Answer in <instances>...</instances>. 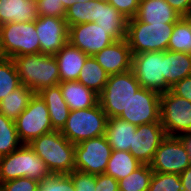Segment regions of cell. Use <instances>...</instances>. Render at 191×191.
<instances>
[{
  "label": "cell",
  "instance_id": "obj_20",
  "mask_svg": "<svg viewBox=\"0 0 191 191\" xmlns=\"http://www.w3.org/2000/svg\"><path fill=\"white\" fill-rule=\"evenodd\" d=\"M38 17L36 0H0V26L9 22H35Z\"/></svg>",
  "mask_w": 191,
  "mask_h": 191
},
{
  "label": "cell",
  "instance_id": "obj_33",
  "mask_svg": "<svg viewBox=\"0 0 191 191\" xmlns=\"http://www.w3.org/2000/svg\"><path fill=\"white\" fill-rule=\"evenodd\" d=\"M20 85L13 59L0 56V101Z\"/></svg>",
  "mask_w": 191,
  "mask_h": 191
},
{
  "label": "cell",
  "instance_id": "obj_22",
  "mask_svg": "<svg viewBox=\"0 0 191 191\" xmlns=\"http://www.w3.org/2000/svg\"><path fill=\"white\" fill-rule=\"evenodd\" d=\"M59 86L62 96L71 111L92 108L99 103L98 94L79 81L60 82Z\"/></svg>",
  "mask_w": 191,
  "mask_h": 191
},
{
  "label": "cell",
  "instance_id": "obj_17",
  "mask_svg": "<svg viewBox=\"0 0 191 191\" xmlns=\"http://www.w3.org/2000/svg\"><path fill=\"white\" fill-rule=\"evenodd\" d=\"M94 58L109 76L131 69L132 52L126 38L114 41L98 52Z\"/></svg>",
  "mask_w": 191,
  "mask_h": 191
},
{
  "label": "cell",
  "instance_id": "obj_27",
  "mask_svg": "<svg viewBox=\"0 0 191 191\" xmlns=\"http://www.w3.org/2000/svg\"><path fill=\"white\" fill-rule=\"evenodd\" d=\"M108 77L109 75L98 64L97 60L93 56H88L77 81L99 95L104 89Z\"/></svg>",
  "mask_w": 191,
  "mask_h": 191
},
{
  "label": "cell",
  "instance_id": "obj_40",
  "mask_svg": "<svg viewBox=\"0 0 191 191\" xmlns=\"http://www.w3.org/2000/svg\"><path fill=\"white\" fill-rule=\"evenodd\" d=\"M118 180L110 175L102 173L96 175L95 191H118Z\"/></svg>",
  "mask_w": 191,
  "mask_h": 191
},
{
  "label": "cell",
  "instance_id": "obj_37",
  "mask_svg": "<svg viewBox=\"0 0 191 191\" xmlns=\"http://www.w3.org/2000/svg\"><path fill=\"white\" fill-rule=\"evenodd\" d=\"M39 182L28 177H20L0 184V191H38Z\"/></svg>",
  "mask_w": 191,
  "mask_h": 191
},
{
  "label": "cell",
  "instance_id": "obj_41",
  "mask_svg": "<svg viewBox=\"0 0 191 191\" xmlns=\"http://www.w3.org/2000/svg\"><path fill=\"white\" fill-rule=\"evenodd\" d=\"M171 91L175 95L185 98L186 100L191 102V75L177 82L171 88Z\"/></svg>",
  "mask_w": 191,
  "mask_h": 191
},
{
  "label": "cell",
  "instance_id": "obj_34",
  "mask_svg": "<svg viewBox=\"0 0 191 191\" xmlns=\"http://www.w3.org/2000/svg\"><path fill=\"white\" fill-rule=\"evenodd\" d=\"M148 191H183L180 175L153 172Z\"/></svg>",
  "mask_w": 191,
  "mask_h": 191
},
{
  "label": "cell",
  "instance_id": "obj_45",
  "mask_svg": "<svg viewBox=\"0 0 191 191\" xmlns=\"http://www.w3.org/2000/svg\"><path fill=\"white\" fill-rule=\"evenodd\" d=\"M86 1L90 2L91 0H63V7L65 10H67L71 5L75 4L76 2L85 3Z\"/></svg>",
  "mask_w": 191,
  "mask_h": 191
},
{
  "label": "cell",
  "instance_id": "obj_28",
  "mask_svg": "<svg viewBox=\"0 0 191 191\" xmlns=\"http://www.w3.org/2000/svg\"><path fill=\"white\" fill-rule=\"evenodd\" d=\"M141 165L129 151L113 150L104 173L119 181Z\"/></svg>",
  "mask_w": 191,
  "mask_h": 191
},
{
  "label": "cell",
  "instance_id": "obj_10",
  "mask_svg": "<svg viewBox=\"0 0 191 191\" xmlns=\"http://www.w3.org/2000/svg\"><path fill=\"white\" fill-rule=\"evenodd\" d=\"M20 141L29 144L33 139L54 131L45 102L34 94L27 108L15 120Z\"/></svg>",
  "mask_w": 191,
  "mask_h": 191
},
{
  "label": "cell",
  "instance_id": "obj_3",
  "mask_svg": "<svg viewBox=\"0 0 191 191\" xmlns=\"http://www.w3.org/2000/svg\"><path fill=\"white\" fill-rule=\"evenodd\" d=\"M51 175L44 161L28 144L0 157V184L20 177L38 182Z\"/></svg>",
  "mask_w": 191,
  "mask_h": 191
},
{
  "label": "cell",
  "instance_id": "obj_29",
  "mask_svg": "<svg viewBox=\"0 0 191 191\" xmlns=\"http://www.w3.org/2000/svg\"><path fill=\"white\" fill-rule=\"evenodd\" d=\"M100 0H91L90 2L71 5L65 13L64 19L68 27L81 23L96 22L98 20Z\"/></svg>",
  "mask_w": 191,
  "mask_h": 191
},
{
  "label": "cell",
  "instance_id": "obj_42",
  "mask_svg": "<svg viewBox=\"0 0 191 191\" xmlns=\"http://www.w3.org/2000/svg\"><path fill=\"white\" fill-rule=\"evenodd\" d=\"M180 16L186 17L191 10V0H165Z\"/></svg>",
  "mask_w": 191,
  "mask_h": 191
},
{
  "label": "cell",
  "instance_id": "obj_35",
  "mask_svg": "<svg viewBox=\"0 0 191 191\" xmlns=\"http://www.w3.org/2000/svg\"><path fill=\"white\" fill-rule=\"evenodd\" d=\"M38 191H75V186L68 174H51L39 181Z\"/></svg>",
  "mask_w": 191,
  "mask_h": 191
},
{
  "label": "cell",
  "instance_id": "obj_4",
  "mask_svg": "<svg viewBox=\"0 0 191 191\" xmlns=\"http://www.w3.org/2000/svg\"><path fill=\"white\" fill-rule=\"evenodd\" d=\"M175 23L148 24L136 17L127 21L126 40L132 54L167 51Z\"/></svg>",
  "mask_w": 191,
  "mask_h": 191
},
{
  "label": "cell",
  "instance_id": "obj_16",
  "mask_svg": "<svg viewBox=\"0 0 191 191\" xmlns=\"http://www.w3.org/2000/svg\"><path fill=\"white\" fill-rule=\"evenodd\" d=\"M35 29L41 54L55 55L68 43L69 27L64 18L39 16Z\"/></svg>",
  "mask_w": 191,
  "mask_h": 191
},
{
  "label": "cell",
  "instance_id": "obj_25",
  "mask_svg": "<svg viewBox=\"0 0 191 191\" xmlns=\"http://www.w3.org/2000/svg\"><path fill=\"white\" fill-rule=\"evenodd\" d=\"M136 129V125L118 117L108 118L105 137L113 150L129 151Z\"/></svg>",
  "mask_w": 191,
  "mask_h": 191
},
{
  "label": "cell",
  "instance_id": "obj_26",
  "mask_svg": "<svg viewBox=\"0 0 191 191\" xmlns=\"http://www.w3.org/2000/svg\"><path fill=\"white\" fill-rule=\"evenodd\" d=\"M34 94L35 93L29 87L21 84L0 101V112L7 118L15 121L27 108L28 103Z\"/></svg>",
  "mask_w": 191,
  "mask_h": 191
},
{
  "label": "cell",
  "instance_id": "obj_32",
  "mask_svg": "<svg viewBox=\"0 0 191 191\" xmlns=\"http://www.w3.org/2000/svg\"><path fill=\"white\" fill-rule=\"evenodd\" d=\"M150 165L142 164L124 179L118 181L119 191H146L153 175Z\"/></svg>",
  "mask_w": 191,
  "mask_h": 191
},
{
  "label": "cell",
  "instance_id": "obj_46",
  "mask_svg": "<svg viewBox=\"0 0 191 191\" xmlns=\"http://www.w3.org/2000/svg\"><path fill=\"white\" fill-rule=\"evenodd\" d=\"M186 17L191 21V10H190L189 14Z\"/></svg>",
  "mask_w": 191,
  "mask_h": 191
},
{
  "label": "cell",
  "instance_id": "obj_31",
  "mask_svg": "<svg viewBox=\"0 0 191 191\" xmlns=\"http://www.w3.org/2000/svg\"><path fill=\"white\" fill-rule=\"evenodd\" d=\"M15 121L0 112V157L6 156L21 147Z\"/></svg>",
  "mask_w": 191,
  "mask_h": 191
},
{
  "label": "cell",
  "instance_id": "obj_43",
  "mask_svg": "<svg viewBox=\"0 0 191 191\" xmlns=\"http://www.w3.org/2000/svg\"><path fill=\"white\" fill-rule=\"evenodd\" d=\"M180 181L183 191H191V165L180 174Z\"/></svg>",
  "mask_w": 191,
  "mask_h": 191
},
{
  "label": "cell",
  "instance_id": "obj_14",
  "mask_svg": "<svg viewBox=\"0 0 191 191\" xmlns=\"http://www.w3.org/2000/svg\"><path fill=\"white\" fill-rule=\"evenodd\" d=\"M115 40L108 35L107 30L95 22L81 23L69 27L68 42L79 48L88 56H95Z\"/></svg>",
  "mask_w": 191,
  "mask_h": 191
},
{
  "label": "cell",
  "instance_id": "obj_44",
  "mask_svg": "<svg viewBox=\"0 0 191 191\" xmlns=\"http://www.w3.org/2000/svg\"><path fill=\"white\" fill-rule=\"evenodd\" d=\"M184 142L187 145L189 154H190V160H191V131L187 132L186 134L181 136Z\"/></svg>",
  "mask_w": 191,
  "mask_h": 191
},
{
  "label": "cell",
  "instance_id": "obj_36",
  "mask_svg": "<svg viewBox=\"0 0 191 191\" xmlns=\"http://www.w3.org/2000/svg\"><path fill=\"white\" fill-rule=\"evenodd\" d=\"M38 16L64 18L66 10L63 0H37Z\"/></svg>",
  "mask_w": 191,
  "mask_h": 191
},
{
  "label": "cell",
  "instance_id": "obj_2",
  "mask_svg": "<svg viewBox=\"0 0 191 191\" xmlns=\"http://www.w3.org/2000/svg\"><path fill=\"white\" fill-rule=\"evenodd\" d=\"M21 84L35 94L60 83L59 67L54 55L26 54L13 58Z\"/></svg>",
  "mask_w": 191,
  "mask_h": 191
},
{
  "label": "cell",
  "instance_id": "obj_30",
  "mask_svg": "<svg viewBox=\"0 0 191 191\" xmlns=\"http://www.w3.org/2000/svg\"><path fill=\"white\" fill-rule=\"evenodd\" d=\"M168 50L191 54V21L187 17H181L174 24Z\"/></svg>",
  "mask_w": 191,
  "mask_h": 191
},
{
  "label": "cell",
  "instance_id": "obj_1",
  "mask_svg": "<svg viewBox=\"0 0 191 191\" xmlns=\"http://www.w3.org/2000/svg\"><path fill=\"white\" fill-rule=\"evenodd\" d=\"M44 161L51 174H70L75 170V145L54 130L28 144Z\"/></svg>",
  "mask_w": 191,
  "mask_h": 191
},
{
  "label": "cell",
  "instance_id": "obj_13",
  "mask_svg": "<svg viewBox=\"0 0 191 191\" xmlns=\"http://www.w3.org/2000/svg\"><path fill=\"white\" fill-rule=\"evenodd\" d=\"M118 118L136 126L160 122V94L141 87Z\"/></svg>",
  "mask_w": 191,
  "mask_h": 191
},
{
  "label": "cell",
  "instance_id": "obj_12",
  "mask_svg": "<svg viewBox=\"0 0 191 191\" xmlns=\"http://www.w3.org/2000/svg\"><path fill=\"white\" fill-rule=\"evenodd\" d=\"M113 149L105 135L75 145V170L100 175L105 172Z\"/></svg>",
  "mask_w": 191,
  "mask_h": 191
},
{
  "label": "cell",
  "instance_id": "obj_39",
  "mask_svg": "<svg viewBox=\"0 0 191 191\" xmlns=\"http://www.w3.org/2000/svg\"><path fill=\"white\" fill-rule=\"evenodd\" d=\"M140 0H107L126 19L134 18L138 12Z\"/></svg>",
  "mask_w": 191,
  "mask_h": 191
},
{
  "label": "cell",
  "instance_id": "obj_5",
  "mask_svg": "<svg viewBox=\"0 0 191 191\" xmlns=\"http://www.w3.org/2000/svg\"><path fill=\"white\" fill-rule=\"evenodd\" d=\"M107 120V114L98 103L92 108L70 111L69 117L60 132L76 145L86 139L105 135Z\"/></svg>",
  "mask_w": 191,
  "mask_h": 191
},
{
  "label": "cell",
  "instance_id": "obj_38",
  "mask_svg": "<svg viewBox=\"0 0 191 191\" xmlns=\"http://www.w3.org/2000/svg\"><path fill=\"white\" fill-rule=\"evenodd\" d=\"M74 183L75 191H95L96 175L74 170L68 174Z\"/></svg>",
  "mask_w": 191,
  "mask_h": 191
},
{
  "label": "cell",
  "instance_id": "obj_21",
  "mask_svg": "<svg viewBox=\"0 0 191 191\" xmlns=\"http://www.w3.org/2000/svg\"><path fill=\"white\" fill-rule=\"evenodd\" d=\"M37 94L47 105L53 129L60 131L65 125L71 111L62 96L60 86L44 88Z\"/></svg>",
  "mask_w": 191,
  "mask_h": 191
},
{
  "label": "cell",
  "instance_id": "obj_11",
  "mask_svg": "<svg viewBox=\"0 0 191 191\" xmlns=\"http://www.w3.org/2000/svg\"><path fill=\"white\" fill-rule=\"evenodd\" d=\"M191 165L190 154L182 137L166 136L150 164L158 173L181 174Z\"/></svg>",
  "mask_w": 191,
  "mask_h": 191
},
{
  "label": "cell",
  "instance_id": "obj_24",
  "mask_svg": "<svg viewBox=\"0 0 191 191\" xmlns=\"http://www.w3.org/2000/svg\"><path fill=\"white\" fill-rule=\"evenodd\" d=\"M127 21L118 10L107 1L100 0L98 20L95 22L103 29L107 30L115 41L126 38Z\"/></svg>",
  "mask_w": 191,
  "mask_h": 191
},
{
  "label": "cell",
  "instance_id": "obj_9",
  "mask_svg": "<svg viewBox=\"0 0 191 191\" xmlns=\"http://www.w3.org/2000/svg\"><path fill=\"white\" fill-rule=\"evenodd\" d=\"M160 122L167 136H178L191 131V102L171 90L160 94Z\"/></svg>",
  "mask_w": 191,
  "mask_h": 191
},
{
  "label": "cell",
  "instance_id": "obj_18",
  "mask_svg": "<svg viewBox=\"0 0 191 191\" xmlns=\"http://www.w3.org/2000/svg\"><path fill=\"white\" fill-rule=\"evenodd\" d=\"M55 58L59 67L60 82L77 81L88 55L69 42L58 51Z\"/></svg>",
  "mask_w": 191,
  "mask_h": 191
},
{
  "label": "cell",
  "instance_id": "obj_19",
  "mask_svg": "<svg viewBox=\"0 0 191 191\" xmlns=\"http://www.w3.org/2000/svg\"><path fill=\"white\" fill-rule=\"evenodd\" d=\"M148 24L176 23L180 16L165 0H140L135 16Z\"/></svg>",
  "mask_w": 191,
  "mask_h": 191
},
{
  "label": "cell",
  "instance_id": "obj_23",
  "mask_svg": "<svg viewBox=\"0 0 191 191\" xmlns=\"http://www.w3.org/2000/svg\"><path fill=\"white\" fill-rule=\"evenodd\" d=\"M164 78L172 88L177 82L191 75V54L163 51Z\"/></svg>",
  "mask_w": 191,
  "mask_h": 191
},
{
  "label": "cell",
  "instance_id": "obj_7",
  "mask_svg": "<svg viewBox=\"0 0 191 191\" xmlns=\"http://www.w3.org/2000/svg\"><path fill=\"white\" fill-rule=\"evenodd\" d=\"M140 88L131 69L110 75L104 89L98 95L99 105L108 118L118 117Z\"/></svg>",
  "mask_w": 191,
  "mask_h": 191
},
{
  "label": "cell",
  "instance_id": "obj_8",
  "mask_svg": "<svg viewBox=\"0 0 191 191\" xmlns=\"http://www.w3.org/2000/svg\"><path fill=\"white\" fill-rule=\"evenodd\" d=\"M131 70L142 88L159 94L171 90L164 78L163 51L132 54Z\"/></svg>",
  "mask_w": 191,
  "mask_h": 191
},
{
  "label": "cell",
  "instance_id": "obj_6",
  "mask_svg": "<svg viewBox=\"0 0 191 191\" xmlns=\"http://www.w3.org/2000/svg\"><path fill=\"white\" fill-rule=\"evenodd\" d=\"M40 43L35 22H9L0 26V56L11 58L39 54Z\"/></svg>",
  "mask_w": 191,
  "mask_h": 191
},
{
  "label": "cell",
  "instance_id": "obj_15",
  "mask_svg": "<svg viewBox=\"0 0 191 191\" xmlns=\"http://www.w3.org/2000/svg\"><path fill=\"white\" fill-rule=\"evenodd\" d=\"M167 136L161 122L137 126L129 152L141 163L150 165L156 150Z\"/></svg>",
  "mask_w": 191,
  "mask_h": 191
}]
</instances>
